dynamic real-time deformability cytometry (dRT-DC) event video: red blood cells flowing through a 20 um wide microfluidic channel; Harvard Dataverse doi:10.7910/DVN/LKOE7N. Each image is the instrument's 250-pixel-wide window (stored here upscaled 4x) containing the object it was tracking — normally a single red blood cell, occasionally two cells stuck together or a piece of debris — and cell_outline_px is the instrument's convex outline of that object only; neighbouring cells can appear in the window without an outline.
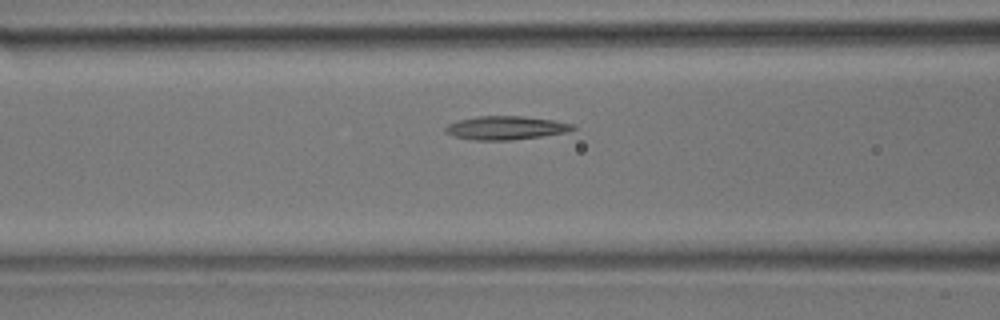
{"species": "common noctule bat (a hibernating species)", "species_latin": "Nyctalus noctula", "temperature_condition": "room temperature", "stored_images_in_passage": 32, "camera_frame_rate_fps": 3000, "um_per_image_px": 0.085, "animal": {"sex": "male", "body_mass_g": 17.9}, "frame": {"image": 1, "passage_image": 13, "time_ms": 4.0, "image_size_px": [1000, 320], "cell_outline_px": [[576, 128], [564, 132], [540, 136], [512, 140], [476, 140], [456, 136], [444, 132], [444, 128], [448, 124], [456, 120], [476, 116], [520, 116], [552, 120], [576, 124]], "centroid_in_image_um": [42.96, 10.86], "position_along_channel_um": 123.6, "area_um2": 17.34}}
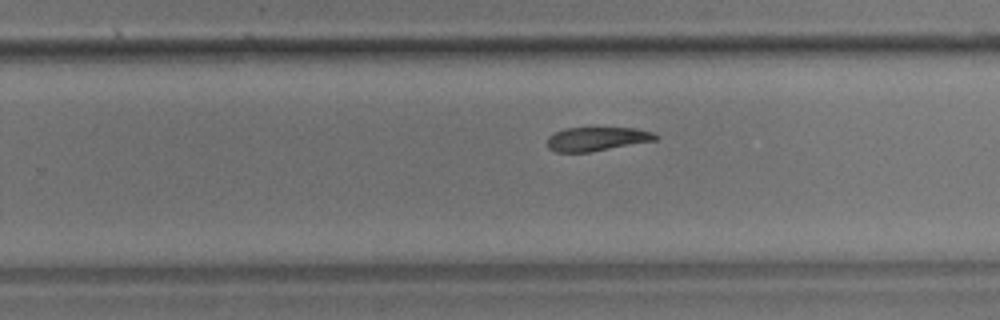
{"frame": {"image": 2, "passage_image": 24, "time_ms": 7.667, "image_size_px": [1000, 320], "cell_outline_px": [[660, 136], [656, 140], [592, 152], [556, 152], [548, 148], [548, 136], [552, 132], [564, 128], [636, 128], [652, 132]], "centroid_in_image_um": [50.72, 11.81], "position_along_channel_um": 279.1, "area_um2": 15.2}}
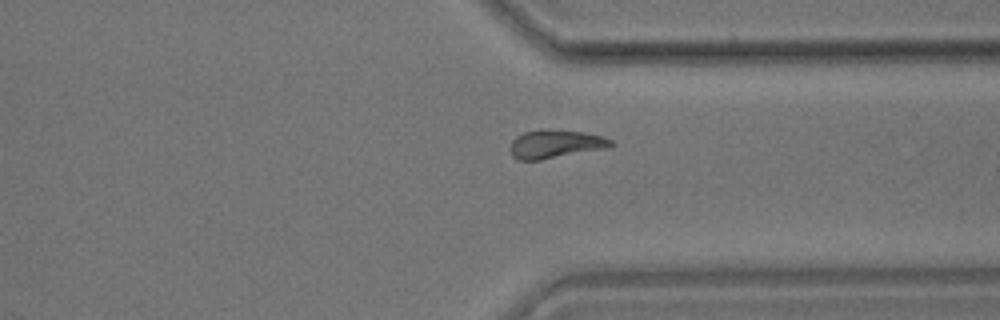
{"frame": {"image": 3, "passage_image": 30, "time_ms": 9.667, "image_size_px": [1000, 320], "cell_outline_px": [[616, 144], [608, 148], [540, 160], [516, 160], [512, 156], [512, 140], [516, 136], [524, 132], [584, 132], [604, 136], [612, 140]], "centroid_in_image_um": [47.28, 12.29], "position_along_channel_um": 364.1, "area_um2": 16.01}}